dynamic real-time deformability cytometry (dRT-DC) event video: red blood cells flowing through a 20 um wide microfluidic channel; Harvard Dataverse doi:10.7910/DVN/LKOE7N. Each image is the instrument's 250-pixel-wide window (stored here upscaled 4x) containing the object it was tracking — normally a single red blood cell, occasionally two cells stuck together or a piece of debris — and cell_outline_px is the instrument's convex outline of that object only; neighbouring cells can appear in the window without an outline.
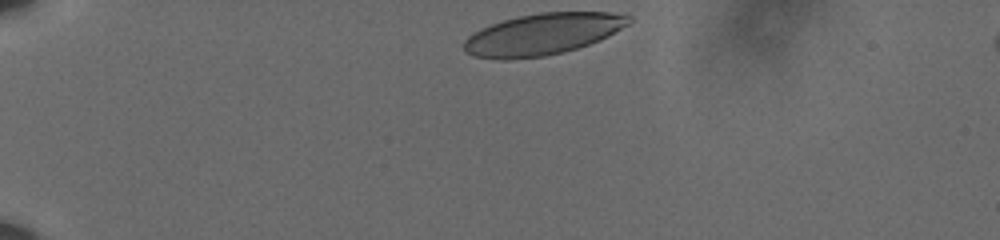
{"species": "human", "species_latin": "Homo sapiens", "temperature_condition": "cold", "stored_images_in_passage": 38, "camera_frame_rate_fps": 3000, "um_per_image_px": 0.085, "donor": {"sex": "male"}, "frame": {"image": 1, "passage_image": 1, "time_ms": 0.0, "image_size_px": [1000, 240], "cell_outline_px": [[632, 20], [628, 24], [608, 36], [600, 40], [564, 52], [544, 56], [504, 60], [500, 60], [476, 56], [468, 52], [464, 48], [464, 40], [468, 36], [492, 24], [504, 20], [520, 16], [540, 12], [628, 12], [632, 16]], "centroid_in_image_um": [46.2, 2.89], "position_along_channel_um": 38.8, "area_um2": 39.71}}
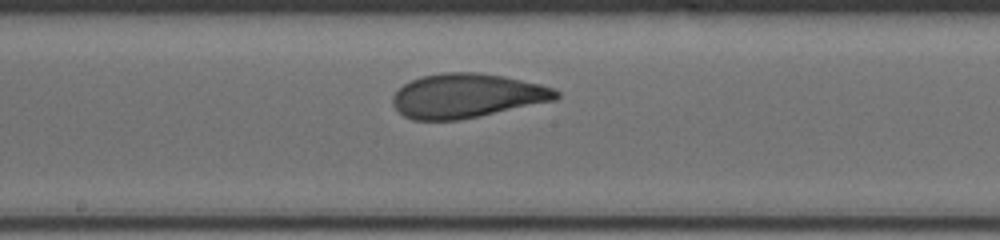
{"frame": {"image": 2, "passage_image": 21, "time_ms": 6.667, "image_size_px": [1000, 240], "cell_outline_px": [[560, 96], [556, 100], [460, 120], [412, 120], [404, 116], [392, 104], [392, 96], [404, 84], [420, 76], [444, 72], [480, 72], [504, 76], [540, 84], [552, 88], [560, 92]], "centroid_in_image_um": [39.68, 8.13], "position_along_channel_um": 208.5, "area_um2": 42.19}}
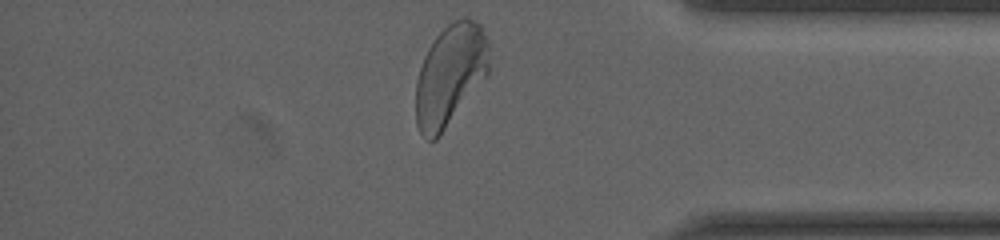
{"frame": {"image": 3, "passage_image": 38, "time_ms": 12.333, "image_size_px": [1000, 240], "cell_outline_px": [[488, 76], [440, 136], [436, 140], [428, 140], [420, 132], [416, 124], [416, 80], [424, 56], [428, 48], [436, 36], [448, 24], [464, 16], [468, 16], [480, 24], [488, 40]], "centroid_in_image_um": [38.27, 6.38], "position_along_channel_um": 396.9, "area_um2": 43.58}, "authors_computed_cell_mechanics": {"area_um2": 41.7316, "velocity_mm_per_s": 3.581, "shape_relaxation_time_tau1_ms": 5.3681, "shape_relaxation_time_tau2_ms": 0.9152, "deformation_change_tau1": 0.1808, "deformation_change_tau2": 0.0736}}